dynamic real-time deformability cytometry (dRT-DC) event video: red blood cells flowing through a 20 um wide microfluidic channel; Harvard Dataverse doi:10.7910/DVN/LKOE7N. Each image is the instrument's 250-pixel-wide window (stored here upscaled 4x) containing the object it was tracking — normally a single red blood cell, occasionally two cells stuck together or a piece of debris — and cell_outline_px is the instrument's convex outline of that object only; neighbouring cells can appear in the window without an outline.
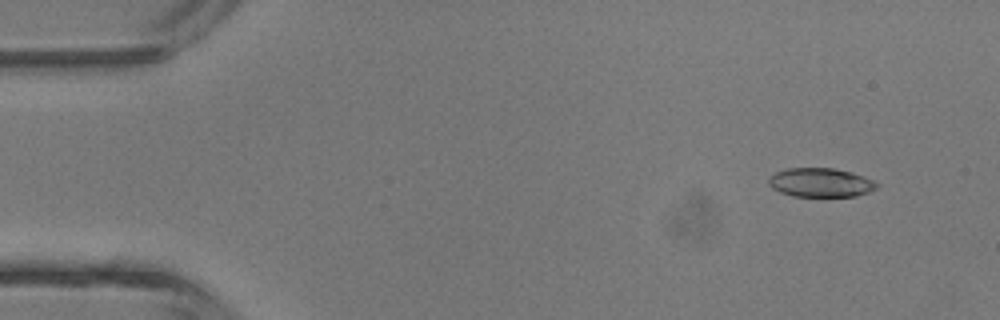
{"species": "common noctule bat (a hibernating species)", "species_latin": "Nyctalus noctula", "temperature_condition": "room temperature", "stored_images_in_passage": 5, "camera_frame_rate_fps": 3000, "um_per_image_px": 0.085, "animal": {"sex": "male", "body_mass_g": 13.3}, "frame": {"image": 1, "passage_image": 1, "time_ms": 0.0, "image_size_px": [1000, 320], "cell_outline_px": [[880, 184], [876, 188], [868, 192], [856, 196], [792, 196], [780, 192], [772, 188], [768, 184], [768, 180], [776, 172], [788, 168], [832, 168], [852, 172], [864, 176]], "centroid_in_image_um": [69.76, 15.52], "position_along_channel_um": 15.2, "area_um2": 18.21}}
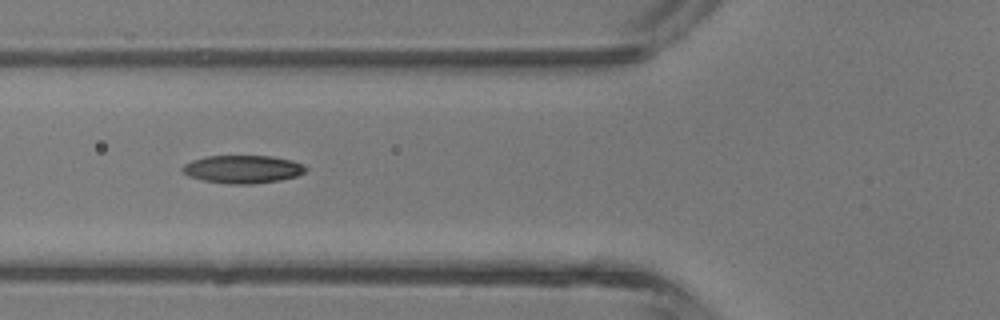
{"frame": {"image": 2, "passage_image": 4, "time_ms": 4.333, "image_size_px": [1000, 320], "cell_outline_px": [[308, 168], [304, 172], [296, 176], [280, 180], [252, 184], [228, 184], [204, 180], [188, 176], [180, 168], [184, 164], [192, 160], [204, 156], [272, 156], [292, 160], [304, 164]], "centroid_in_image_um": [20.63, 14.38], "position_along_channel_um": 105.2, "area_um2": 20.17}}
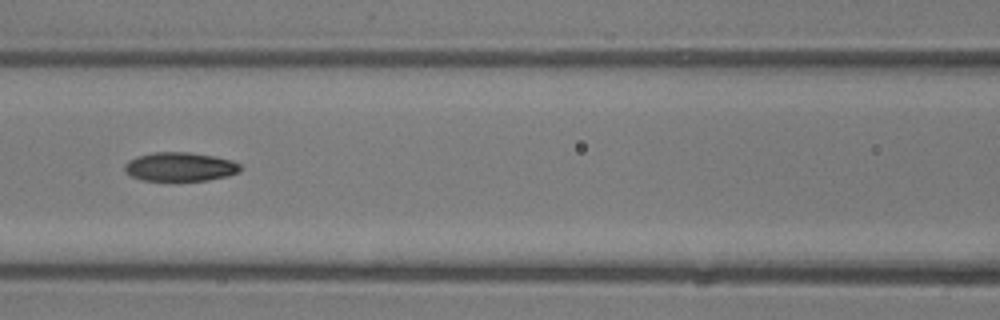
{"frame": {"image": 3, "passage_image": 5, "time_ms": 5.333, "image_size_px": [1000, 320], "cell_outline_px": [[240, 172], [228, 176], [208, 180], [140, 180], [124, 172], [124, 164], [128, 160], [136, 156], [152, 152], [188, 152], [212, 156], [232, 160], [240, 164]], "centroid_in_image_um": [15.27, 14.17], "position_along_channel_um": 151.3, "area_um2": 19.54}}